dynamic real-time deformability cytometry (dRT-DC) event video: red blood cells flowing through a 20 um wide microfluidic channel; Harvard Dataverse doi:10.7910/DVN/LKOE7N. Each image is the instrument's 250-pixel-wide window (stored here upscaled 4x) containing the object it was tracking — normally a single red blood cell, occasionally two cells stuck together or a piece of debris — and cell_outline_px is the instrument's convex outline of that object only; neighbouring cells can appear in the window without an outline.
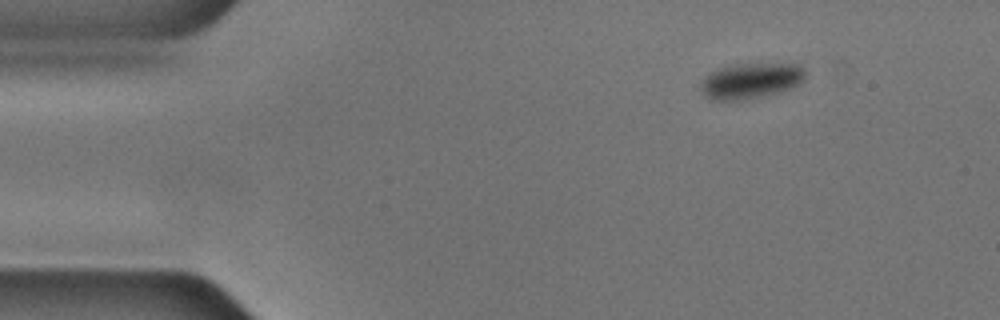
{"species": "common noctule bat (a hibernating species)", "species_latin": "Nyctalus noctula", "temperature_condition": "cold", "stored_images_in_passage": 27, "camera_frame_rate_fps": 3000, "um_per_image_px": 0.085, "animal": {"sex": "male", "body_mass_g": 17.9, "forearm_length_mm": 54.2}, "frame": {"image": 1, "passage_image": 1, "time_ms": 0.0, "image_size_px": [1000, 320], "cell_outline_px": [[804, 80], [792, 88], [744, 100], [708, 100], [700, 92], [700, 80], [708, 72], [732, 64], [800, 64], [804, 68]], "centroid_in_image_um": [63.74, 6.87], "position_along_channel_um": 21.3, "area_um2": 21.91}}
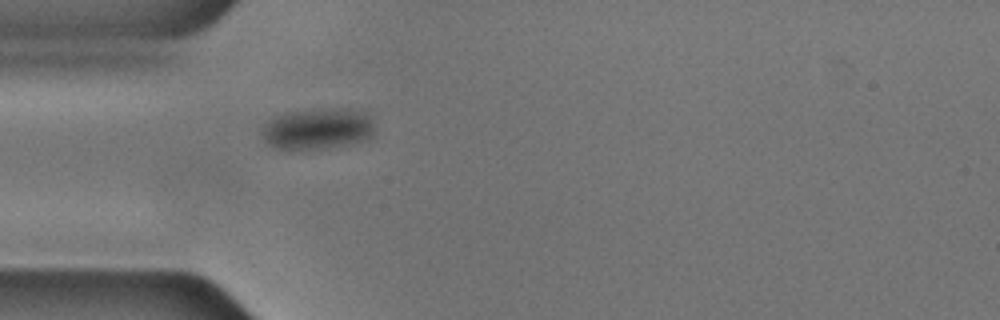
{"frame": {"image": 2, "passage_image": 10, "time_ms": 3.0, "image_size_px": [1000, 320], "cell_outline_px": [[372, 136], [368, 140], [348, 144], [324, 148], [288, 152], [276, 148], [268, 144], [264, 140], [260, 132], [264, 124], [280, 116], [296, 112], [368, 112], [372, 124]], "centroid_in_image_um": [26.93, 11.07], "position_along_channel_um": 58.1, "area_um2": 25.89}}
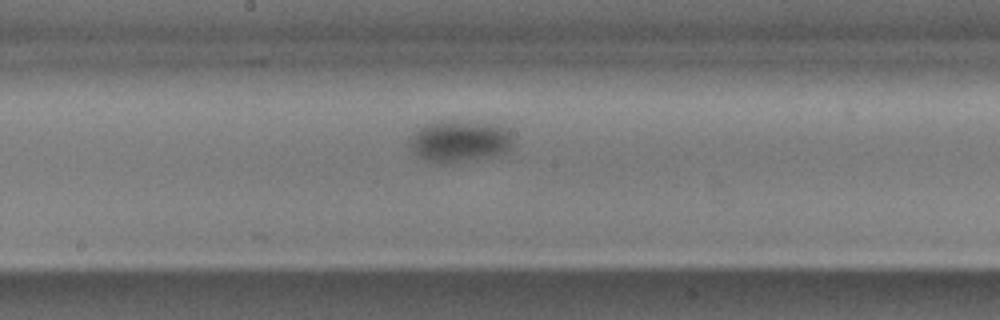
{"frame": {"image": 3, "passage_image": 23, "time_ms": 7.333, "image_size_px": [1000, 320], "cell_outline_px": [[508, 148], [496, 152], [480, 156], [452, 160], [428, 160], [420, 156], [408, 144], [420, 132], [428, 128], [440, 124], [452, 124], [492, 128], [504, 132], [508, 140]], "centroid_in_image_um": [38.93, 12.08], "position_along_channel_um": 209.3, "area_um2": 19.88}}